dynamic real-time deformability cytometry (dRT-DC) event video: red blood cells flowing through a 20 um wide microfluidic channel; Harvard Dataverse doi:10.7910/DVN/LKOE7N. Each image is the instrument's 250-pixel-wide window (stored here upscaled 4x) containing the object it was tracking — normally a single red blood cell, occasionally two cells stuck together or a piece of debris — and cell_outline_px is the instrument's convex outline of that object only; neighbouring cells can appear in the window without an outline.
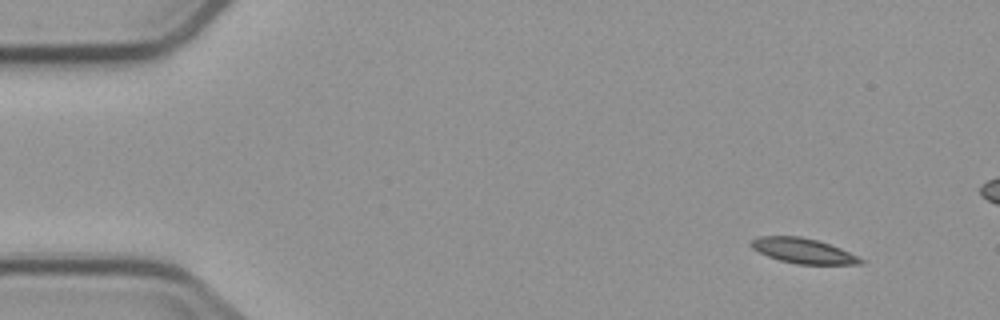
{"species": "common noctule bat (a hibernating species)", "species_latin": "Nyctalus noctula", "temperature_condition": "cold", "stored_images_in_passage": 5, "camera_frame_rate_fps": 3000, "um_per_image_px": 0.085, "animal": {"sex": "male", "body_mass_g": 23.1, "forearm_length_mm": 52.7}, "frame": {"image": 1, "passage_image": 1, "time_ms": 0.0, "image_size_px": [1000, 320], "cell_outline_px": [[864, 264], [796, 264], [780, 260], [768, 256], [752, 248], [748, 244], [756, 236], [800, 236], [816, 240], [840, 248], [864, 260]], "centroid_in_image_um": [68.22, 21.31], "position_along_channel_um": 16.8, "area_um2": 15.84}}